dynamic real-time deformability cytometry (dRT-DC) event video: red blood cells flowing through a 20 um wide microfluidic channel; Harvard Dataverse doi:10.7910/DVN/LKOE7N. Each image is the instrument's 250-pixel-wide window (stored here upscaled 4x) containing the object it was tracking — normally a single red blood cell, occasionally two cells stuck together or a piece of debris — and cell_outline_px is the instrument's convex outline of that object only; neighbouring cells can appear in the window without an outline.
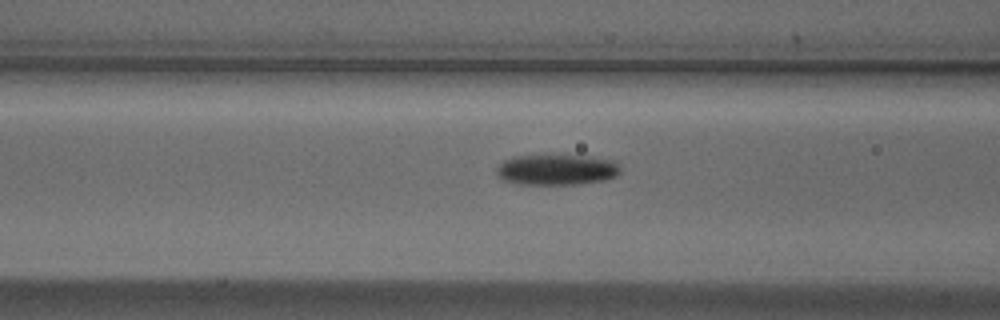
{"species": "Egyptian fruit bat (a non-hibernating species)", "species_latin": "Rousettus aegyptiacus", "temperature_condition": "cold", "stored_images_in_passage": 7, "camera_frame_rate_fps": 3000, "um_per_image_px": 0.085, "animal": {"sex": "male"}, "frame": {"image": 1, "passage_image": 6, "time_ms": 1.667, "image_size_px": [1000, 320], "cell_outline_px": [[620, 172], [616, 176], [604, 180], [576, 184], [520, 184], [504, 180], [496, 176], [496, 168], [504, 160], [516, 156], [584, 156], [616, 160], [620, 168]], "centroid_in_image_um": [47.32, 14.43], "position_along_channel_um": 119.3, "area_um2": 21.96}}